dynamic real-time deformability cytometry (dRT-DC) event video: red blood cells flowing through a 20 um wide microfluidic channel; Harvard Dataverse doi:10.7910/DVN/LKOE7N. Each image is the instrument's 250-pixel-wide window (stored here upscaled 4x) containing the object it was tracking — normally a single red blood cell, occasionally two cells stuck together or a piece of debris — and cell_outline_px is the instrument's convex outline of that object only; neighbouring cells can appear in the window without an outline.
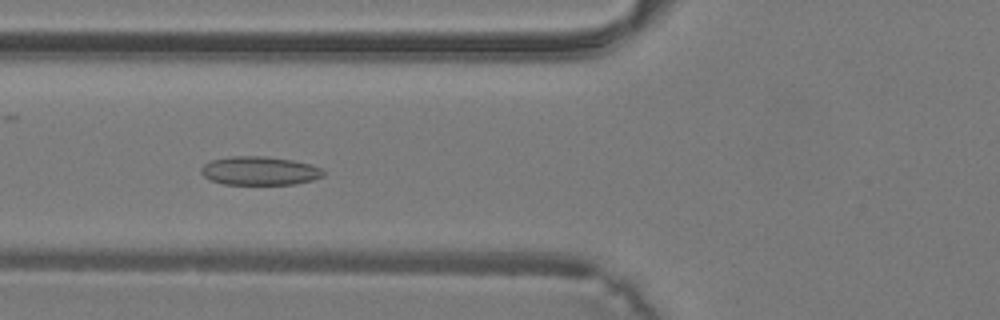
{"species": "common noctule bat (a hibernating species)", "species_latin": "Nyctalus noctula", "temperature_condition": "warm", "stored_images_in_passage": 40, "camera_frame_rate_fps": 3000, "um_per_image_px": 0.085, "animal": {"sex": "male", "body_mass_g": 19.2, "forearm_length_mm": 51.8}, "frame": {"image": 1, "passage_image": 15, "time_ms": 4.667, "image_size_px": [1000, 320], "cell_outline_px": [[324, 176], [312, 180], [292, 184], [224, 184], [212, 180], [204, 176], [200, 172], [200, 168], [204, 164], [212, 160], [232, 156], [264, 156], [292, 160], [312, 164], [320, 168], [324, 172]], "centroid_in_image_um": [22.07, 14.51], "position_along_channel_um": 103.7, "area_um2": 20.29}}
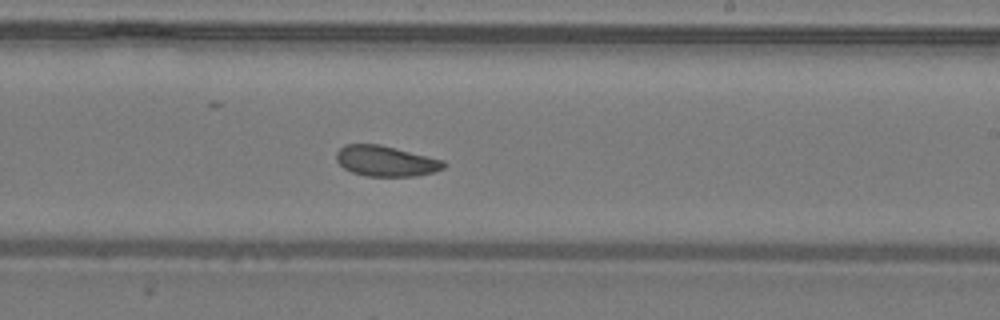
{"frame": {"image": 2, "passage_image": 24, "time_ms": 7.667, "image_size_px": [1000, 320], "cell_outline_px": [[448, 164], [444, 168], [432, 172], [416, 176], [364, 176], [352, 172], [344, 168], [336, 160], [336, 152], [344, 144], [380, 144], [444, 160]], "centroid_in_image_um": [32.79, 13.68], "position_along_channel_um": 256.2, "area_um2": 19.19}}
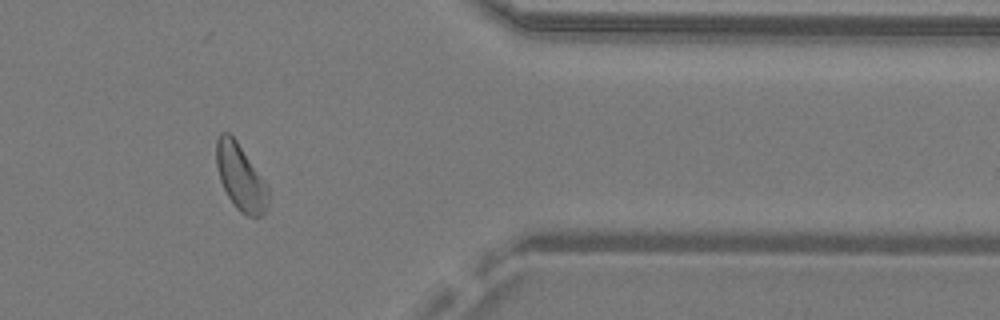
{"frame": {"image": 3, "passage_image": 33, "time_ms": 10.667, "image_size_px": [1000, 320], "cell_outline_px": [[268, 204], [264, 216], [248, 216], [240, 212], [236, 208], [228, 196], [220, 180], [216, 164], [216, 140], [220, 132], [228, 132], [236, 140], [268, 184]], "centroid_in_image_um": [20.46, 15.07], "position_along_channel_um": 390.9, "area_um2": 20.11}}